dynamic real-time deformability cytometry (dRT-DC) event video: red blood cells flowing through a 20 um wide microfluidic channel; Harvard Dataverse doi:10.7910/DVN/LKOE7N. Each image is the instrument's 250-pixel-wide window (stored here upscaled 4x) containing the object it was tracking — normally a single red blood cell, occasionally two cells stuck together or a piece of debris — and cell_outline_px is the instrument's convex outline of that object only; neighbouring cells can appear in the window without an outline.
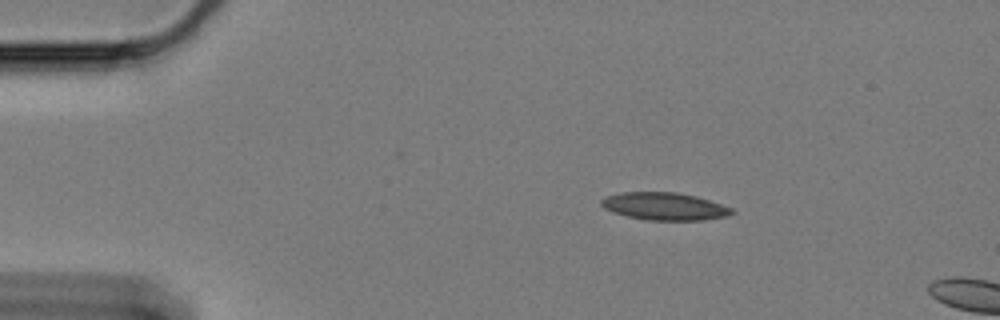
{"species": "Egyptian fruit bat (a non-hibernating species)", "species_latin": "Rousettus aegyptiacus", "temperature_condition": "cold", "stored_images_in_passage": 5, "camera_frame_rate_fps": 3000, "um_per_image_px": 0.085, "animal": {"sex": "female"}, "frame": {"image": 1, "passage_image": 1, "time_ms": 0.0, "image_size_px": [1000, 320], "cell_outline_px": [[736, 212], [728, 216], [704, 220], [648, 220], [628, 216], [612, 212], [604, 208], [600, 204], [600, 200], [604, 196], [620, 192], [676, 192], [696, 196], [732, 208]], "centroid_in_image_um": [56.46, 17.53], "position_along_channel_um": 28.5, "area_um2": 21.04}}